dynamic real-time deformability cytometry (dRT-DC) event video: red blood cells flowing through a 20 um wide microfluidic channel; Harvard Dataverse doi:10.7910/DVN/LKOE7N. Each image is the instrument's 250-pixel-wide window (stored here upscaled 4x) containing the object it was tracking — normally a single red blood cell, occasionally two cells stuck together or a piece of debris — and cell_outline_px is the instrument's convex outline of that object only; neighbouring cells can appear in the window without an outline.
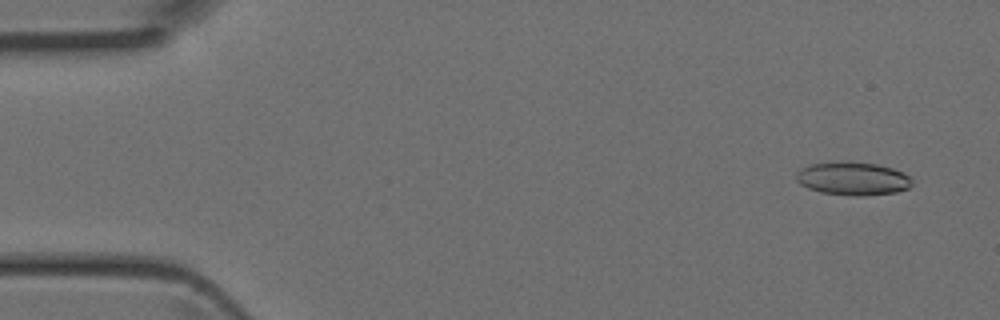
{"species": "Egyptian fruit bat (a non-hibernating species)", "species_latin": "Rousettus aegyptiacus", "temperature_condition": "room temperature", "stored_images_in_passage": 4, "camera_frame_rate_fps": 3000, "um_per_image_px": 0.085, "animal": {"sex": "female"}, "frame": {"image": 1, "passage_image": 1, "time_ms": 0.0, "image_size_px": [1000, 320], "cell_outline_px": [[912, 184], [908, 188], [896, 192], [864, 196], [856, 196], [820, 192], [808, 188], [800, 184], [796, 180], [796, 172], [812, 164], [844, 160], [848, 160], [876, 164], [892, 168], [904, 172], [912, 180]], "centroid_in_image_um": [72.5, 15.17], "position_along_channel_um": 12.5, "area_um2": 22.6}}
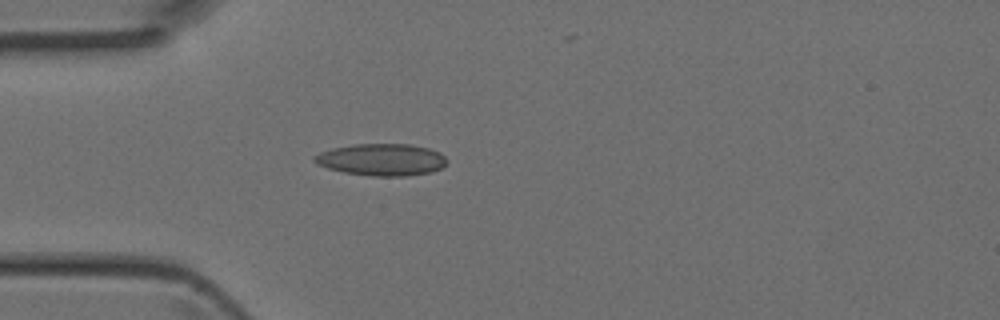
{"frame": {"image": 2, "passage_image": 4, "time_ms": 1.0, "image_size_px": [1000, 320], "cell_outline_px": [[448, 160], [440, 168], [432, 172], [404, 176], [372, 176], [344, 172], [328, 168], [316, 164], [312, 160], [312, 156], [320, 152], [332, 148], [352, 144], [412, 144], [428, 148], [440, 152]], "centroid_in_image_um": [32.41, 13.56], "position_along_channel_um": 52.6, "area_um2": 24.8}}